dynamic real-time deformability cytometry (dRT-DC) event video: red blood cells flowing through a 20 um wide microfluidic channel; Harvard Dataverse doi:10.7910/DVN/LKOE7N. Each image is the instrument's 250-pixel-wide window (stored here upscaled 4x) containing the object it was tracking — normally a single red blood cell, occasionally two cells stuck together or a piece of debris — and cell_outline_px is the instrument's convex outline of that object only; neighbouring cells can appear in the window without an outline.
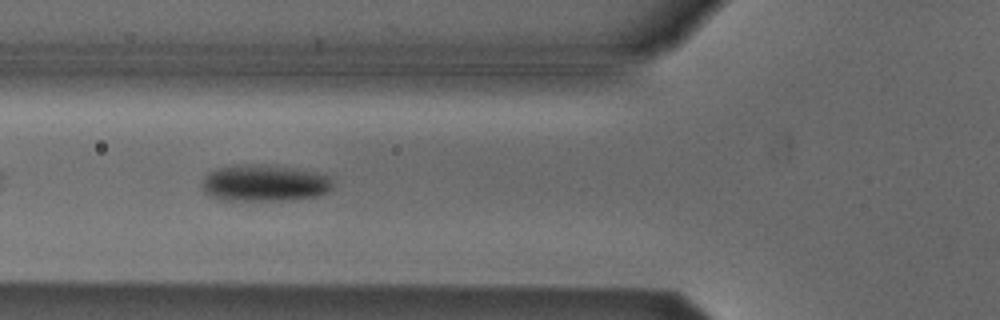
{"species": "Egyptian fruit bat (a non-hibernating species)", "species_latin": "Rousettus aegyptiacus", "temperature_condition": "cold", "stored_images_in_passage": 12, "camera_frame_rate_fps": 3000, "um_per_image_px": 0.085, "animal": {"sex": "male"}, "frame": {"image": 1, "passage_image": 6, "time_ms": 1.667, "image_size_px": [1000, 320], "cell_outline_px": [[332, 188], [328, 192], [316, 196], [288, 200], [224, 200], [208, 196], [204, 192], [204, 176], [208, 172], [232, 164], [272, 164], [296, 168], [316, 172], [328, 176], [332, 180]], "centroid_in_image_um": [22.49, 15.54], "position_along_channel_um": 103.3, "area_um2": 28.21}}
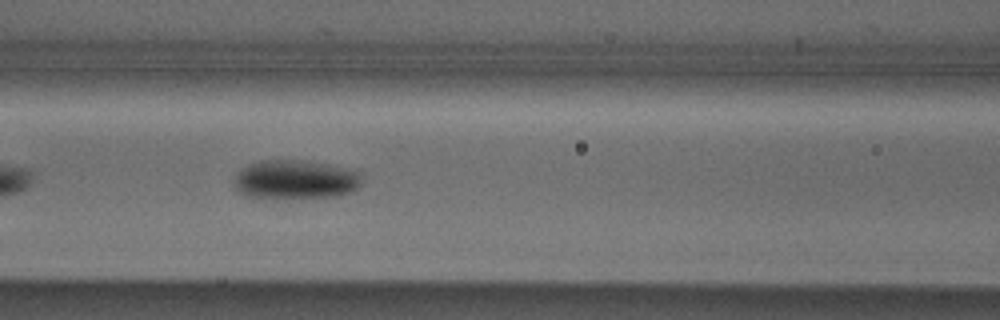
{"frame": {"image": 2, "passage_image": 9, "time_ms": 2.667, "image_size_px": [1000, 320], "cell_outline_px": [[364, 184], [352, 192], [336, 196], [248, 196], [240, 192], [232, 184], [240, 168], [248, 164], [260, 160], [300, 160], [328, 164], [360, 172], [364, 180]], "centroid_in_image_um": [25.15, 15.22], "position_along_channel_um": 141.5, "area_um2": 28.67}}